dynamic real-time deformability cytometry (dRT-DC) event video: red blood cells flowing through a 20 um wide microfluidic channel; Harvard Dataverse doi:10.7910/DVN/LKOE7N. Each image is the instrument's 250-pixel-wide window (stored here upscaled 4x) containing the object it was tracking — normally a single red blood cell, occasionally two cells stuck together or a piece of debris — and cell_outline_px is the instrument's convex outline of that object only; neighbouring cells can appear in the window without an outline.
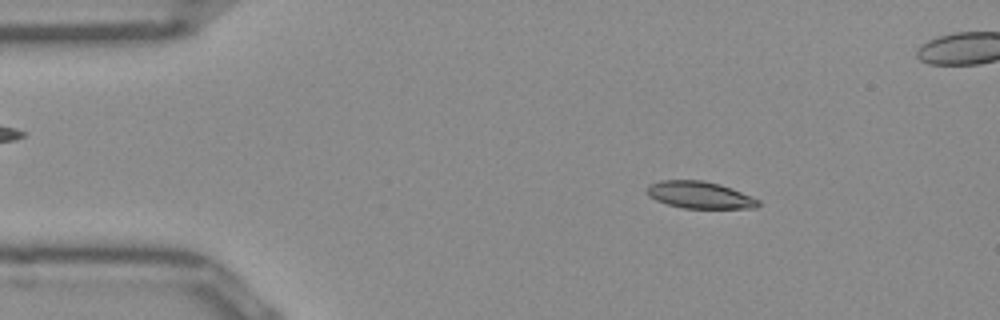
{"species": "Egyptian fruit bat (a non-hibernating species)", "species_latin": "Rousettus aegyptiacus", "temperature_condition": "room temperature", "stored_images_in_passage": 51, "camera_frame_rate_fps": 3000, "um_per_image_px": 0.085, "frame": {"image": 1, "passage_image": 7, "time_ms": 2.0, "image_size_px": [1000, 320], "cell_outline_px": [[760, 204], [756, 208], [684, 208], [668, 204], [656, 200], [648, 196], [644, 192], [644, 188], [648, 184], [660, 180], [704, 180], [720, 184], [732, 188], [760, 200]], "centroid_in_image_um": [59.42, 16.56], "position_along_channel_um": 25.6, "area_um2": 17.74}}
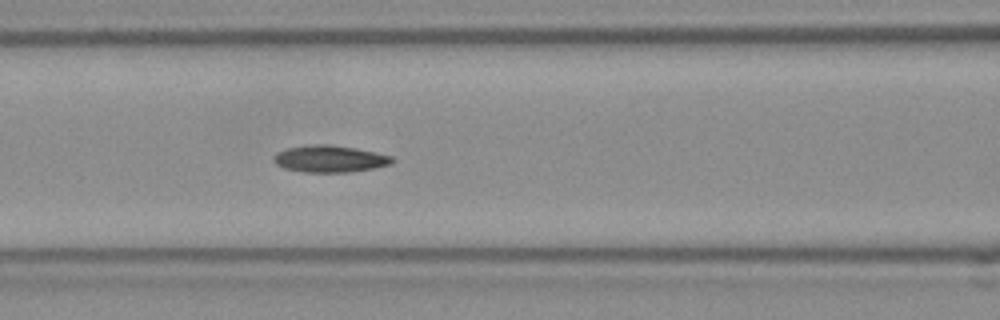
{"frame": {"image": 2, "passage_image": 20, "time_ms": 6.333, "image_size_px": [1000, 320], "cell_outline_px": [[396, 160], [392, 164], [372, 168], [348, 172], [304, 172], [284, 168], [276, 164], [272, 160], [272, 156], [276, 152], [288, 148], [316, 144], [324, 144], [356, 148], [376, 152], [392, 156]], "centroid_in_image_um": [28.03, 13.5], "position_along_channel_um": 138.6, "area_um2": 18.55}}
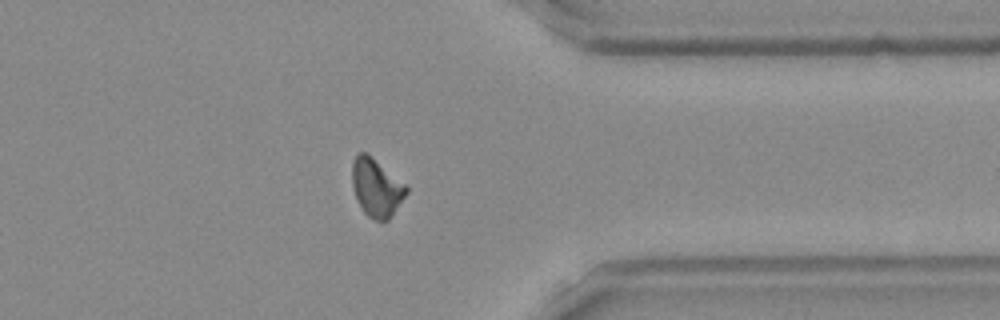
{"frame": {"image": 3, "passage_image": 39, "time_ms": 12.667, "image_size_px": [1000, 320], "cell_outline_px": [[408, 192], [388, 220], [376, 220], [368, 216], [364, 212], [356, 200], [352, 184], [352, 164], [356, 156], [360, 152], [364, 152], [404, 184], [408, 188]], "centroid_in_image_um": [31.97, 15.99], "position_along_channel_um": 379.4, "area_um2": 17.69}, "authors_computed_cell_mechanics": {"area_um2": 17.8024, "velocity_mm_per_s": 3.9679, "shape_relaxation_time_tau1_ms": 9.4842, "shape_relaxation_time_tau2_ms": 3.1552, "deformation_change_tau1": 0.2171, "deformation_change_tau2": 0.0843}}